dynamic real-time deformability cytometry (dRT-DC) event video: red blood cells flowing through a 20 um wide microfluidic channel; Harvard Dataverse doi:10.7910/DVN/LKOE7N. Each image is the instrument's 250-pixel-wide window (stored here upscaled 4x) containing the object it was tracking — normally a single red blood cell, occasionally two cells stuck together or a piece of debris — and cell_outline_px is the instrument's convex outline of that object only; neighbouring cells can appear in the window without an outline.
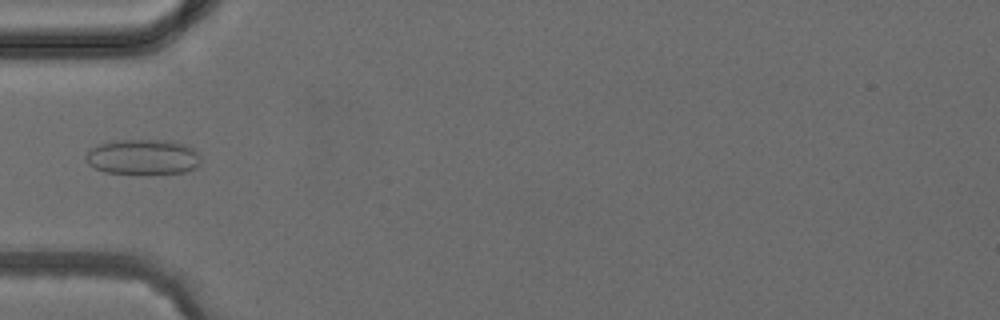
{"species": "common noctule bat (a hibernating species)", "species_latin": "Nyctalus noctula", "temperature_condition": "cold", "stored_images_in_passage": 4, "camera_frame_rate_fps": 3000, "um_per_image_px": 0.085, "animal": {"sex": "female", "body_mass_g": 24.6, "forearm_length_mm": 56.2}, "frame": {"image": 1, "passage_image": 4, "time_ms": 3.333, "image_size_px": [1000, 320], "cell_outline_px": [[200, 168], [184, 172], [104, 172], [88, 164], [84, 156], [92, 148], [100, 144], [116, 140], [172, 140], [184, 144], [192, 148], [196, 152], [200, 160]], "centroid_in_image_um": [12.17, 13.32], "position_along_channel_um": 72.8, "area_um2": 23.24}}